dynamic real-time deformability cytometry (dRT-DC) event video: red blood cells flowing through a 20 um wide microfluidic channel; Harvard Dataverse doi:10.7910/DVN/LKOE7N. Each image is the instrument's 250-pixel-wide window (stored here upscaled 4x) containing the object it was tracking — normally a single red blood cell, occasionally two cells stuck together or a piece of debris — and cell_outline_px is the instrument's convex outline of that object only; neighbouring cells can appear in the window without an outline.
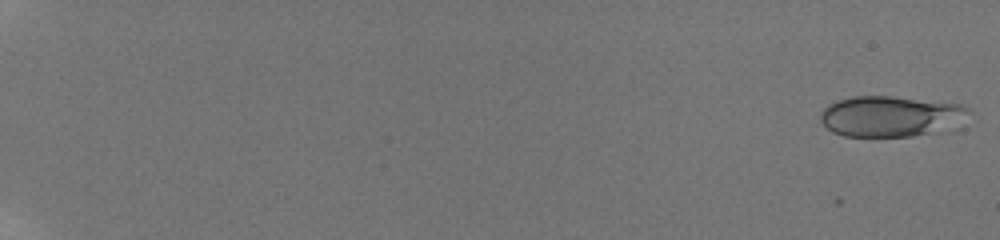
{"species": "human", "species_latin": "Homo sapiens", "temperature_condition": "room temperature", "stored_images_in_passage": 24, "camera_frame_rate_fps": 3000, "um_per_image_px": 0.085, "donor": {"sex": "male"}, "frame": {"image": 1, "passage_image": 1, "time_ms": 0.0, "image_size_px": [1000, 240], "cell_outline_px": [[972, 112], [932, 132], [912, 136], [844, 136], [832, 132], [820, 120], [820, 112], [828, 104], [836, 100], [852, 96], [892, 96], [960, 104], [972, 108]], "centroid_in_image_um": [75.57, 9.85], "position_along_channel_um": 9.4, "area_um2": 34.45}}
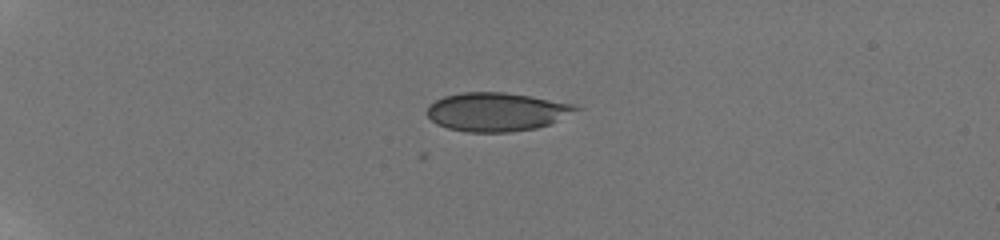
{"frame": {"image": 2, "passage_image": 10, "time_ms": 5.333, "image_size_px": [1000, 240], "cell_outline_px": [[584, 108], [548, 124], [536, 128], [512, 132], [464, 132], [448, 128], [436, 124], [428, 116], [428, 104], [444, 96], [464, 92], [504, 92], [576, 104]], "centroid_in_image_um": [42.21, 9.51], "position_along_channel_um": 42.8, "area_um2": 33.47}}
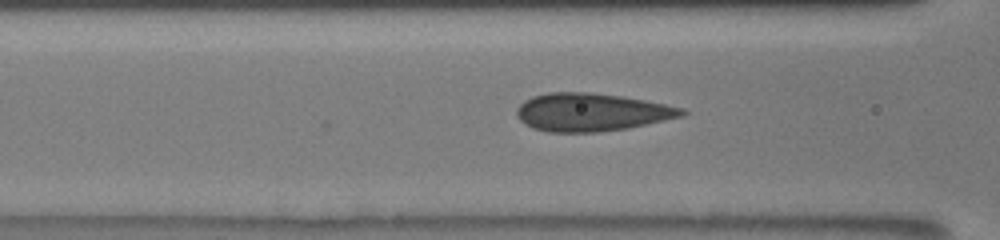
{"frame": {"image": 3, "passage_image": 16, "time_ms": 9.0, "image_size_px": [1000, 240], "cell_outline_px": [[688, 112], [684, 116], [628, 128], [596, 132], [548, 132], [532, 128], [520, 120], [516, 116], [516, 108], [524, 100], [532, 96], [548, 92], [592, 92], [624, 96], [684, 108]], "centroid_in_image_um": [50.26, 9.53], "position_along_channel_um": 116.3, "area_um2": 36.76}}